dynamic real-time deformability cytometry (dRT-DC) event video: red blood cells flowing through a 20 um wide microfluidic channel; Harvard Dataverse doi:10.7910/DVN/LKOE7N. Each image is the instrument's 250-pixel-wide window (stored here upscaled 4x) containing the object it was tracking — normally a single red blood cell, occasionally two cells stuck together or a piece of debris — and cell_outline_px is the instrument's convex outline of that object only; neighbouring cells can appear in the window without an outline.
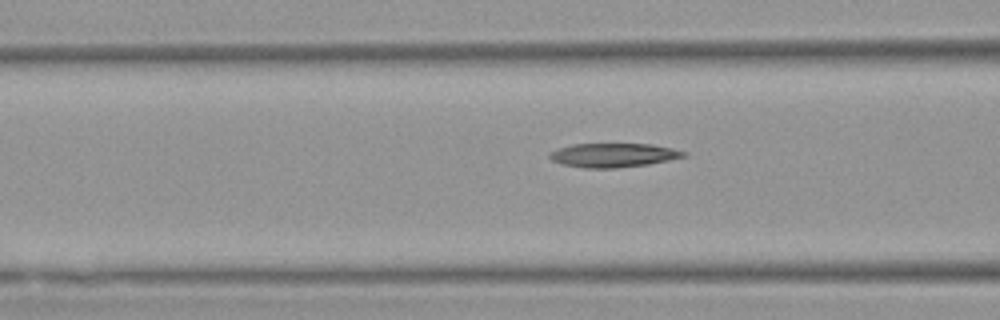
{"species": "Egyptian fruit bat (a non-hibernating species)", "species_latin": "Rousettus aegyptiacus", "temperature_condition": "warm", "stored_images_in_passage": 36, "camera_frame_rate_fps": 3000, "um_per_image_px": 0.085, "animal": {"sex": "female"}, "frame": {"image": 1, "passage_image": 16, "time_ms": 5.0, "image_size_px": [1000, 320], "cell_outline_px": [[688, 156], [648, 164], [616, 168], [584, 168], [560, 164], [552, 160], [548, 156], [548, 152], [556, 148], [572, 144], [652, 144], [672, 148], [688, 152]], "centroid_in_image_um": [52.11, 13.19], "position_along_channel_um": 114.5, "area_um2": 18.96}}
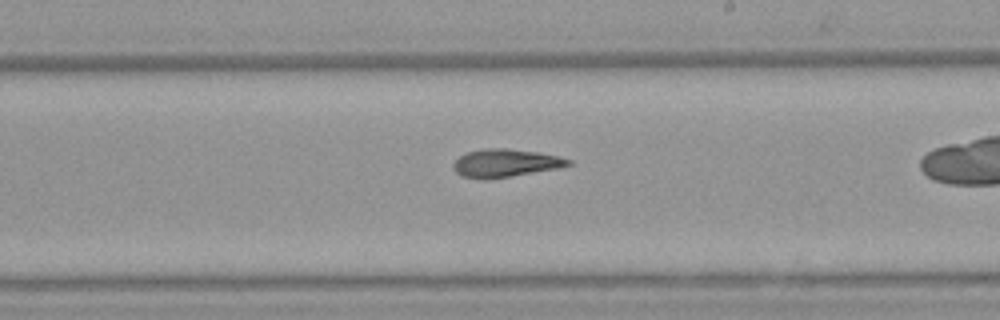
{"frame": {"image": 2, "passage_image": 26, "time_ms": 8.333, "image_size_px": [1000, 320], "cell_outline_px": [[572, 164], [560, 168], [512, 176], [460, 176], [452, 168], [452, 164], [460, 156], [468, 152], [484, 148], [508, 148], [540, 152], [572, 160]], "centroid_in_image_um": [43.02, 13.82], "position_along_channel_um": 246.0, "area_um2": 18.21}}
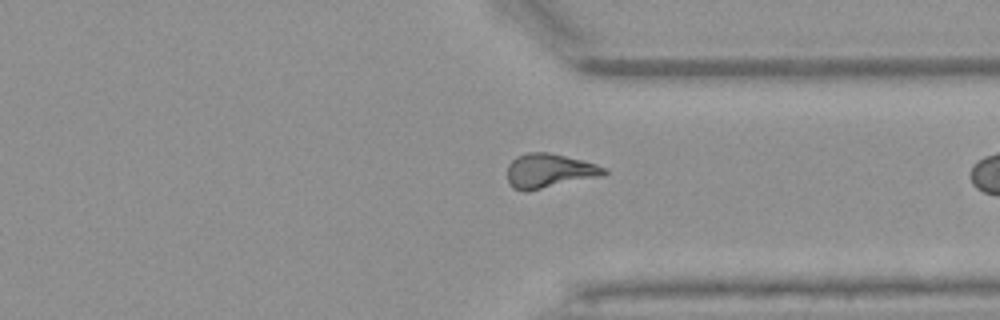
{"frame": {"image": 3, "passage_image": 35, "time_ms": 11.333, "image_size_px": [1000, 320], "cell_outline_px": [[608, 172], [604, 176], [528, 192], [524, 192], [512, 188], [508, 184], [508, 164], [516, 156], [528, 152], [548, 152], [596, 164], [608, 168]], "centroid_in_image_um": [46.69, 14.55], "position_along_channel_um": 364.7, "area_um2": 19.71}}